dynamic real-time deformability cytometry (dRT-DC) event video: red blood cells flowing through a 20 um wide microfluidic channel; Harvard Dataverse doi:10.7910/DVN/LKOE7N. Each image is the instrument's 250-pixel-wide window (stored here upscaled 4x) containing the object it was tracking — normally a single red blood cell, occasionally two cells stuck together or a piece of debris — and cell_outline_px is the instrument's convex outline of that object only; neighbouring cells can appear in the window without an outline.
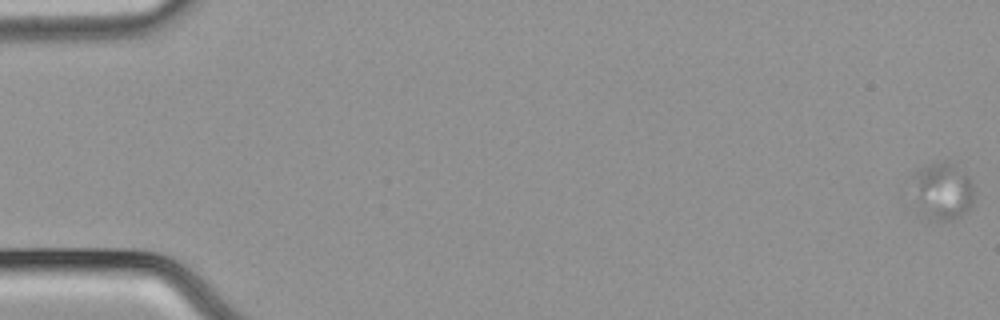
{"species": "common noctule bat (a hibernating species)", "species_latin": "Nyctalus noctula", "temperature_condition": "cold", "stored_images_in_passage": 58, "camera_frame_rate_fps": 3000, "um_per_image_px": 0.085, "animal": {"sex": "male", "body_mass_g": 21.5, "forearm_length_mm": 52.0}, "frame": {"image": 1, "passage_image": 1, "time_ms": 0.0, "image_size_px": [1000, 320], "cell_outline_px": [[972, 204], [956, 220], [932, 220], [924, 212], [916, 200], [912, 176], [920, 168], [928, 164], [944, 160], [948, 160], [956, 164], [968, 176], [972, 184]], "centroid_in_image_um": [80.14, 16.19], "position_along_channel_um": 4.9, "area_um2": 20.29}}
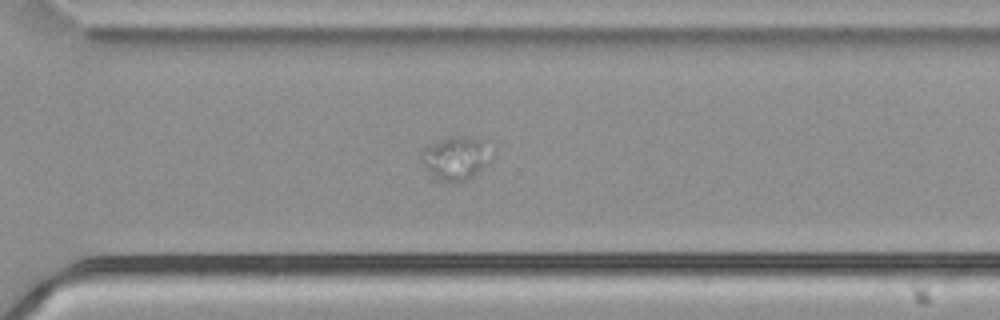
{"frame": {"image": 2, "passage_image": 42, "time_ms": 13.667, "image_size_px": [1000, 320], "cell_outline_px": [[484, 164], [468, 180], [456, 184], [444, 184], [436, 180], [424, 168], [420, 160], [420, 152], [428, 144], [448, 136], [464, 136], [480, 140]], "centroid_in_image_um": [38.48, 13.51], "position_along_channel_um": 332.1, "area_um2": 17.11}}
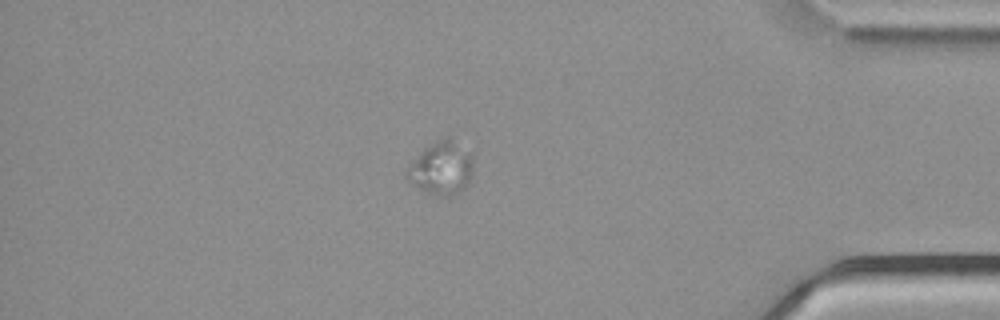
{"frame": {"image": 3, "passage_image": 50, "time_ms": 16.333, "image_size_px": [1000, 320], "cell_outline_px": [[472, 172], [468, 184], [464, 188], [448, 196], [436, 196], [412, 184], [404, 176], [404, 172], [408, 164], [428, 144], [448, 136], [468, 152], [472, 156]], "centroid_in_image_um": [37.47, 14.29], "position_along_channel_um": 397.7, "area_um2": 20.46}}